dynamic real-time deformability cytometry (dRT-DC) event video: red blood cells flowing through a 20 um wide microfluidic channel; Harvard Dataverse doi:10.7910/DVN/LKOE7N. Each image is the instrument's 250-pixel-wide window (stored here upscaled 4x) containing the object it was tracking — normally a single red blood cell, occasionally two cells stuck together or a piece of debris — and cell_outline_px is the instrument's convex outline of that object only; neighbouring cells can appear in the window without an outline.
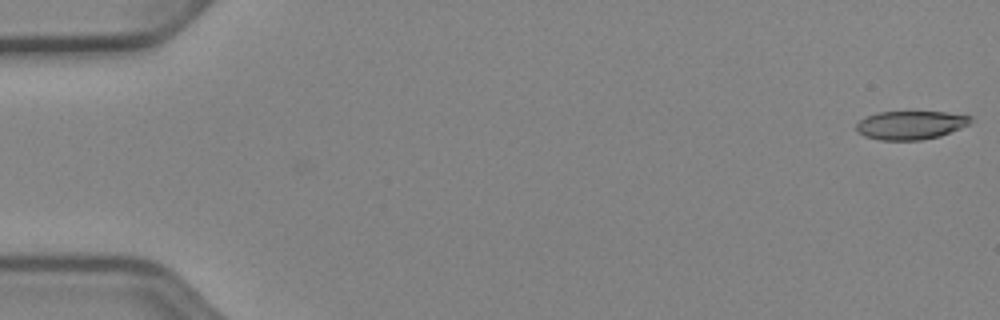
{"species": "Egyptian fruit bat (a non-hibernating species)", "species_latin": "Rousettus aegyptiacus", "temperature_condition": "cold", "stored_images_in_passage": 52, "camera_frame_rate_fps": 3000, "um_per_image_px": 0.085, "animal": {"sex": "female"}, "frame": {"image": 1, "passage_image": 1, "time_ms": 0.0, "image_size_px": [1000, 320], "cell_outline_px": [[972, 120], [968, 124], [960, 128], [940, 136], [920, 140], [880, 140], [864, 136], [856, 128], [856, 124], [860, 120], [868, 116], [880, 112], [948, 112], [972, 116]], "centroid_in_image_um": [77.42, 10.63], "position_along_channel_um": 7.6, "area_um2": 18.84}}
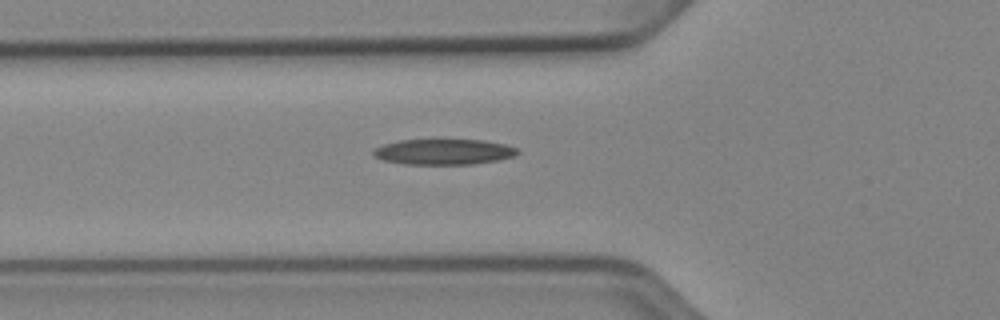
{"frame": {"image": 2, "passage_image": 19, "time_ms": 6.0, "image_size_px": [1000, 320], "cell_outline_px": [[520, 152], [516, 156], [500, 160], [472, 164], [404, 164], [384, 160], [376, 156], [372, 152], [372, 148], [384, 144], [400, 140], [436, 136], [484, 140], [504, 144], [516, 148]], "centroid_in_image_um": [37.72, 12.85], "position_along_channel_um": 88.1, "area_um2": 22.72}}
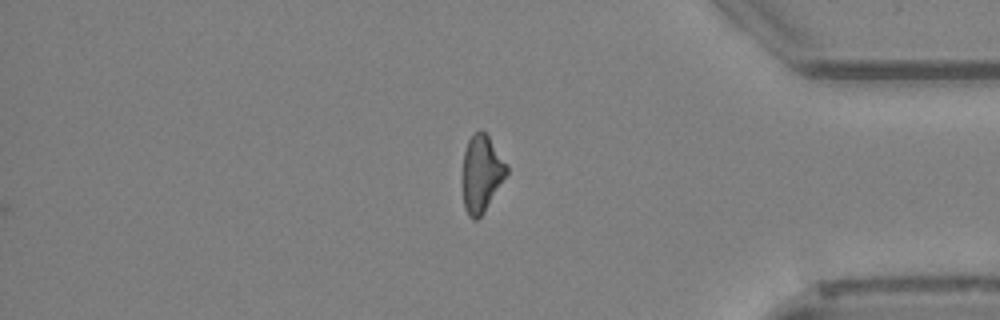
{"frame": {"image": 3, "passage_image": 44, "time_ms": 14.333, "image_size_px": [1000, 320], "cell_outline_px": [[508, 172], [484, 212], [476, 220], [472, 220], [468, 216], [464, 208], [464, 152], [468, 140], [480, 128], [488, 136], [508, 164]], "centroid_in_image_um": [40.95, 14.75], "position_along_channel_um": 394.3, "area_um2": 19.42}}